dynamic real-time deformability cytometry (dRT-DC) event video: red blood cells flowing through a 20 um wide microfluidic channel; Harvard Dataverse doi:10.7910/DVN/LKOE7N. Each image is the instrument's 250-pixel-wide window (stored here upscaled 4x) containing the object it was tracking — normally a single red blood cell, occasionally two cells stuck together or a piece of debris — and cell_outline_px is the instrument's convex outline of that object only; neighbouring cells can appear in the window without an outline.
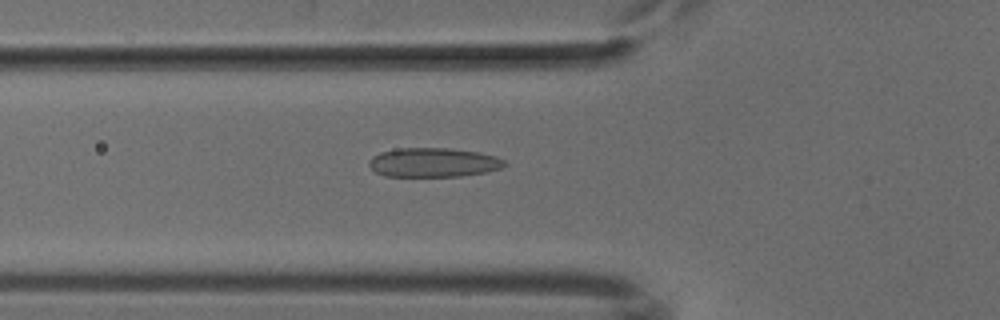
{"species": "common noctule bat (a hibernating species)", "species_latin": "Nyctalus noctula", "temperature_condition": "cold", "stored_images_in_passage": 35, "camera_frame_rate_fps": 3000, "um_per_image_px": 0.085, "animal": {"sex": "male", "body_mass_g": 18.8}, "frame": {"image": 1, "passage_image": 9, "time_ms": 2.667, "image_size_px": [1000, 320], "cell_outline_px": [[508, 164], [500, 168], [484, 172], [460, 176], [384, 176], [376, 172], [368, 164], [368, 160], [372, 156], [380, 152], [396, 148], [448, 148], [480, 152], [496, 156], [504, 160]], "centroid_in_image_um": [36.82, 13.8], "position_along_channel_um": 89.0, "area_um2": 23.12}}
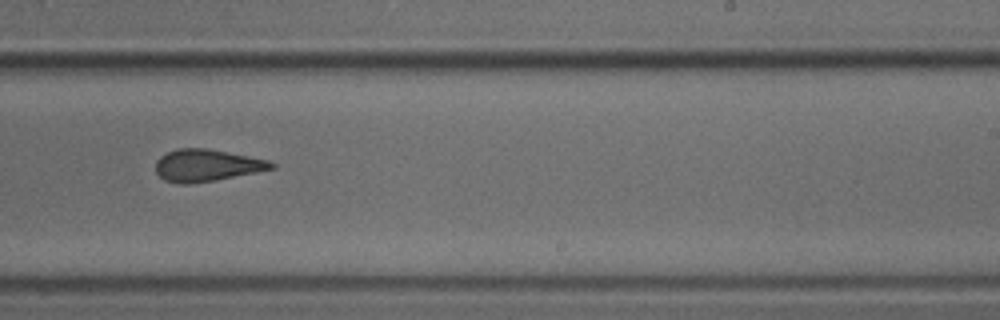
{"frame": {"image": 2, "passage_image": 23, "time_ms": 7.333, "image_size_px": [1000, 320], "cell_outline_px": [[276, 168], [216, 180], [192, 184], [180, 184], [164, 180], [156, 172], [156, 160], [160, 156], [176, 148], [208, 148], [268, 160], [276, 164]], "centroid_in_image_um": [17.56, 14.06], "position_along_channel_um": 271.4, "area_um2": 21.68}}
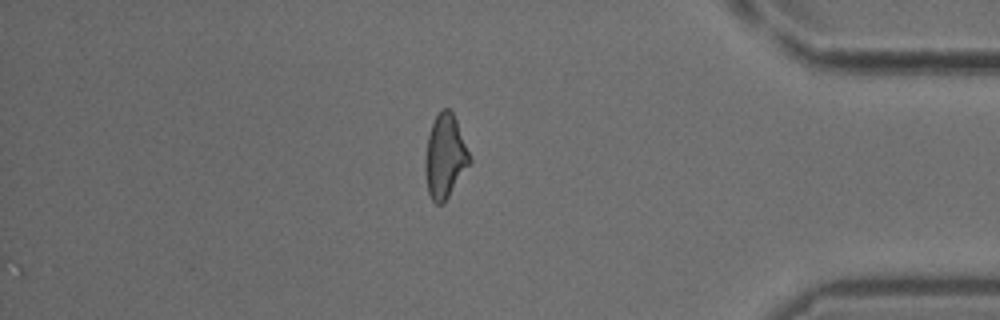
{"frame": {"image": 3, "passage_image": 35, "time_ms": 11.333, "image_size_px": [1000, 320], "cell_outline_px": [[472, 160], [444, 204], [436, 204], [432, 200], [428, 192], [424, 168], [424, 160], [428, 136], [432, 124], [440, 108], [448, 108], [452, 112], [456, 120]], "centroid_in_image_um": [37.81, 13.31], "position_along_channel_um": 397.4, "area_um2": 21.62}}